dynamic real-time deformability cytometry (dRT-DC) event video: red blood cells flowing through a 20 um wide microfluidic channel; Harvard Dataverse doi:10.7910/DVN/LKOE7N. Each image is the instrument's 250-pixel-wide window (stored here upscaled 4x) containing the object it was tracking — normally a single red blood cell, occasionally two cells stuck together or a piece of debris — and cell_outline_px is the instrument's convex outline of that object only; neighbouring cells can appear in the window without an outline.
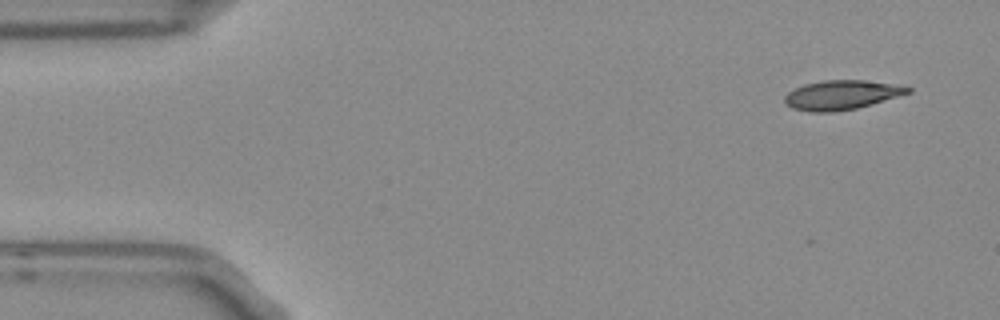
{"species": "Egyptian fruit bat (a non-hibernating species)", "species_latin": "Rousettus aegyptiacus", "temperature_condition": "room temperature", "stored_images_in_passage": 4, "camera_frame_rate_fps": 3000, "um_per_image_px": 0.085, "frame": {"image": 1, "passage_image": 1, "time_ms": 0.0, "image_size_px": [1000, 320], "cell_outline_px": [[912, 92], [872, 104], [856, 108], [832, 112], [808, 112], [792, 108], [784, 100], [784, 96], [788, 92], [804, 84], [824, 80], [864, 80], [912, 88]], "centroid_in_image_um": [71.5, 8.08], "position_along_channel_um": 13.5, "area_um2": 20.81}}
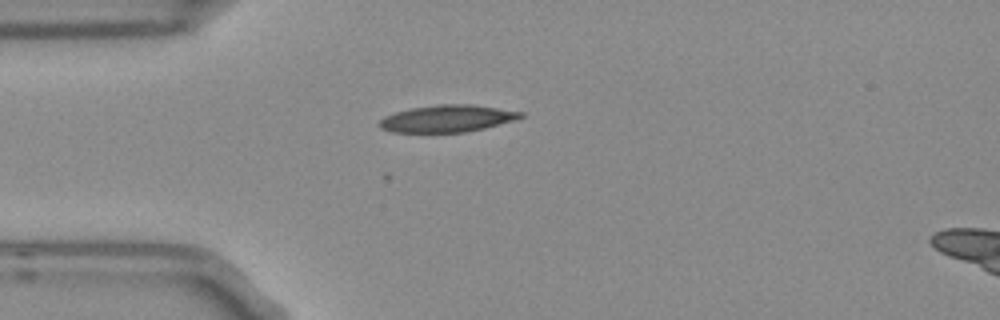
{"frame": {"image": 2, "passage_image": 4, "time_ms": 1.0, "image_size_px": [1000, 320], "cell_outline_px": [[524, 116], [516, 120], [484, 128], [464, 132], [392, 132], [380, 128], [380, 120], [384, 116], [408, 108], [436, 104], [472, 104], [524, 112]], "centroid_in_image_um": [38.02, 10.06], "position_along_channel_um": 47.0, "area_um2": 22.31}}